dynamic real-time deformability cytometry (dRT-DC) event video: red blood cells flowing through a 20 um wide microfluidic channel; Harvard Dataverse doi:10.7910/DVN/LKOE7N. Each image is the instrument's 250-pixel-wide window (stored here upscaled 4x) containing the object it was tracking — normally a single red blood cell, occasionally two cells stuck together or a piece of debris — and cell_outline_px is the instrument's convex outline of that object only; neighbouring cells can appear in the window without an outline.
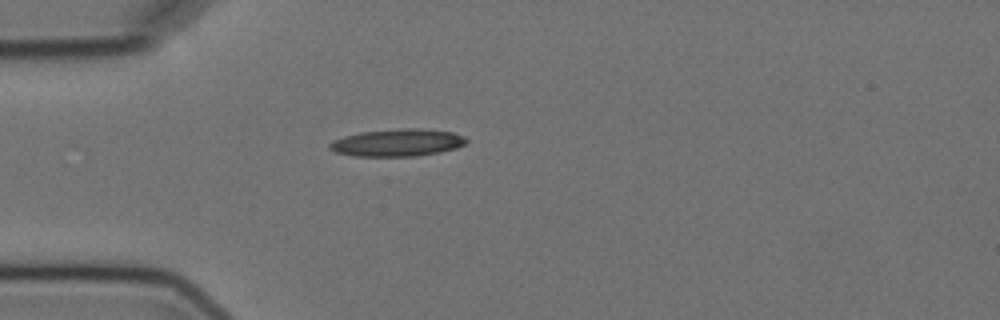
{"species": "Egyptian fruit bat (a non-hibernating species)", "species_latin": "Rousettus aegyptiacus", "temperature_condition": "cold", "stored_images_in_passage": 2, "camera_frame_rate_fps": 3000, "um_per_image_px": 0.085, "animal": {"sex": "female"}, "frame": {"image": 1, "passage_image": 1, "time_ms": 0.0, "image_size_px": [1000, 320], "cell_outline_px": [[468, 140], [464, 144], [456, 148], [440, 152], [416, 156], [356, 156], [336, 152], [328, 148], [328, 144], [332, 140], [344, 136], [360, 132], [400, 128], [416, 128], [452, 132], [464, 136]], "centroid_in_image_um": [33.76, 12.12], "position_along_channel_um": 51.2, "area_um2": 21.79}}